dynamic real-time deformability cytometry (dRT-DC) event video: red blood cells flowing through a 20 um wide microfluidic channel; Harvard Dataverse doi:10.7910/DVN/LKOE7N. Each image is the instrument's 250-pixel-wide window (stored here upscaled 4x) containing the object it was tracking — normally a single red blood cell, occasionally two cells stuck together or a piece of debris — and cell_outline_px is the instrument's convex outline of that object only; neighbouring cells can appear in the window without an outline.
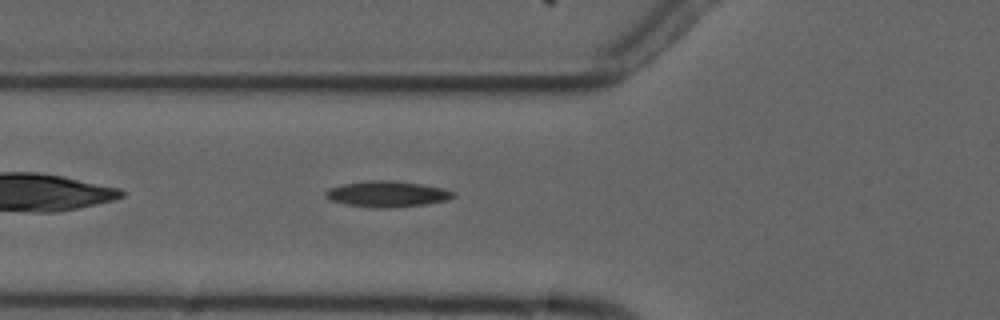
{"species": "common noctule bat (a hibernating species)", "species_latin": "Nyctalus noctula", "temperature_condition": "cold", "stored_images_in_passage": 6, "camera_frame_rate_fps": 3000, "um_per_image_px": 0.085, "animal": {"sex": "male", "forearm_length_mm": 52.5}, "frame": {"image": 1, "passage_image": 6, "time_ms": 6.0, "image_size_px": [1000, 320], "cell_outline_px": [[456, 196], [448, 200], [424, 204], [388, 208], [376, 208], [348, 204], [332, 200], [324, 196], [324, 192], [328, 188], [344, 184], [368, 180], [396, 180], [444, 188], [456, 192]], "centroid_in_image_um": [32.94, 16.48], "position_along_channel_um": 92.9, "area_um2": 19.31}}